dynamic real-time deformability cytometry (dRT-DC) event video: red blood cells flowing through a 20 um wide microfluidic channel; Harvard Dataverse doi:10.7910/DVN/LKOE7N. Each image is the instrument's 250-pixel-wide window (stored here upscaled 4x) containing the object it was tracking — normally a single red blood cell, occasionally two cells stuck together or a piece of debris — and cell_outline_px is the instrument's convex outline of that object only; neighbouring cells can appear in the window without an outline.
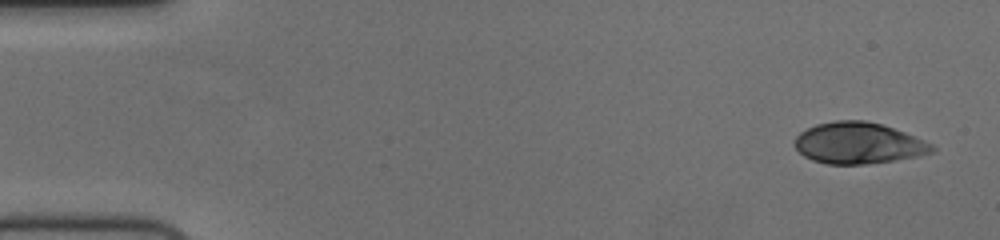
{"species": "human", "species_latin": "Homo sapiens", "temperature_condition": "cold", "stored_images_in_passage": 54, "camera_frame_rate_fps": 3000, "um_per_image_px": 0.085, "donor": {"sex": "female"}, "frame": {"image": 1, "passage_image": 1, "time_ms": 0.0, "image_size_px": [1000, 240], "cell_outline_px": [[936, 152], [916, 156], [868, 164], [828, 164], [812, 160], [804, 156], [796, 148], [796, 136], [800, 132], [816, 124], [836, 120], [864, 120], [880, 124], [904, 132], [932, 144], [936, 148]], "centroid_in_image_um": [72.96, 12.17], "position_along_channel_um": 12.0, "area_um2": 32.77}}
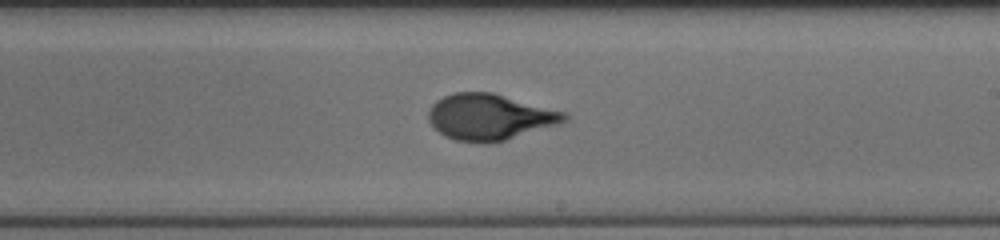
{"frame": {"image": 2, "passage_image": 31, "time_ms": 10.0, "image_size_px": [1000, 240], "cell_outline_px": [[568, 120], [556, 124], [504, 140], [488, 144], [484, 144], [456, 140], [444, 136], [428, 120], [428, 112], [432, 104], [436, 100], [452, 92], [492, 92], [568, 112]], "centroid_in_image_um": [41.62, 9.93], "position_along_channel_um": 247.4, "area_um2": 36.47}}
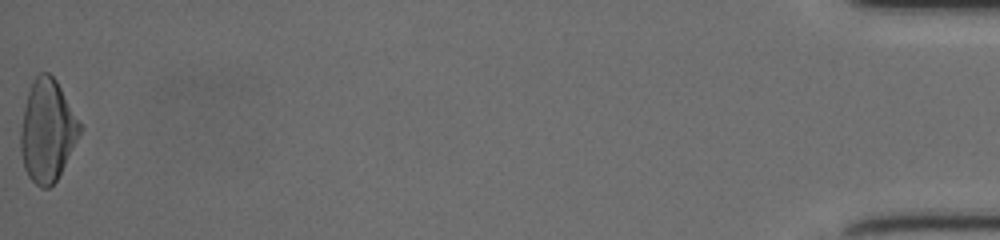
{"frame": {"image": 3, "passage_image": 54, "time_ms": 17.667, "image_size_px": [1000, 240], "cell_outline_px": [[80, 132], [56, 180], [48, 188], [40, 188], [28, 176], [24, 168], [20, 152], [20, 128], [24, 108], [28, 92], [32, 80], [40, 72], [48, 72], [56, 80], [80, 124]], "centroid_in_image_um": [3.97, 11.1], "position_along_channel_um": 431.2, "area_um2": 34.51}, "authors_computed_cell_mechanics": {"area_um2": 35.1135, "velocity_mm_per_s": 3.7294, "shape_relaxation_time_tau1_ms": 5.4879, "shape_relaxation_time_tau2_ms": null, "deformation_change_tau1": 0.2329, "deformation_change_tau2": null}}